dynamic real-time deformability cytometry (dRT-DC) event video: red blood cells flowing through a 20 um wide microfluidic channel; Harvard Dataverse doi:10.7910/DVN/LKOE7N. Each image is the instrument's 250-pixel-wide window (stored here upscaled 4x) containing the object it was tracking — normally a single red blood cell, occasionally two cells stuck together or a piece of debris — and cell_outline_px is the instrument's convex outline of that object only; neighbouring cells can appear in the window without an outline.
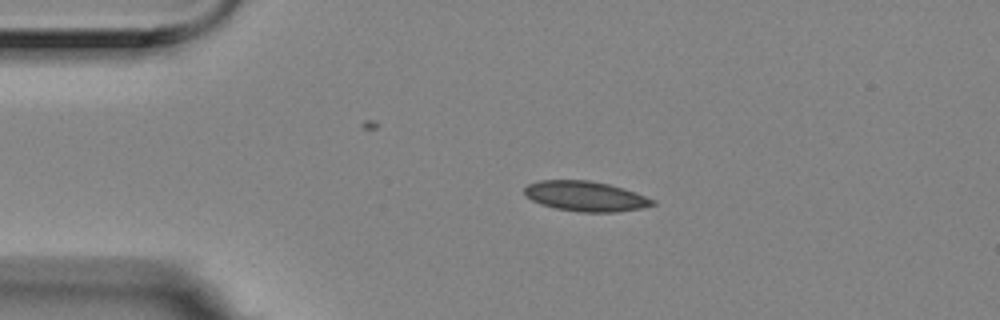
{"species": "Egyptian fruit bat (a non-hibernating species)", "species_latin": "Rousettus aegyptiacus", "temperature_condition": "room temperature", "stored_images_in_passage": 4, "camera_frame_rate_fps": 3000, "um_per_image_px": 0.085, "animal": {"sex": "female"}, "frame": {"image": 1, "passage_image": 3, "time_ms": 0.667, "image_size_px": [1000, 320], "cell_outline_px": [[656, 204], [644, 208], [616, 212], [580, 212], [556, 208], [540, 204], [532, 200], [524, 192], [524, 188], [528, 184], [540, 180], [588, 180], [608, 184], [624, 188], [636, 192], [656, 200]], "centroid_in_image_um": [49.81, 16.68], "position_along_channel_um": 35.2, "area_um2": 22.54}}